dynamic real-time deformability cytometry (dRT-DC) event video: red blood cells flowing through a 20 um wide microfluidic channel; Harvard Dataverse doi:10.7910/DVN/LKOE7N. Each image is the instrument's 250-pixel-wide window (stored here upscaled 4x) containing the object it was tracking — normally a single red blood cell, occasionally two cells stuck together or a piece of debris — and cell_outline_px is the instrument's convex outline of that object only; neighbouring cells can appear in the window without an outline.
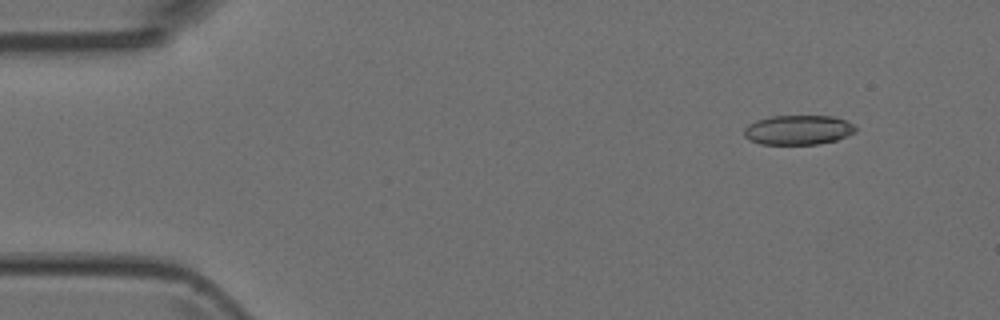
{"species": "Egyptian fruit bat (a non-hibernating species)", "species_latin": "Rousettus aegyptiacus", "temperature_condition": "room temperature", "stored_images_in_passage": 3, "camera_frame_rate_fps": 3000, "um_per_image_px": 0.085, "animal": {"sex": "female"}, "frame": {"image": 1, "passage_image": 1, "time_ms": 0.0, "image_size_px": [1000, 320], "cell_outline_px": [[856, 132], [836, 140], [816, 144], [760, 144], [744, 136], [744, 128], [748, 124], [756, 120], [772, 116], [832, 116], [844, 120], [852, 124], [856, 128]], "centroid_in_image_um": [67.83, 11.04], "position_along_channel_um": 17.2, "area_um2": 19.07}}
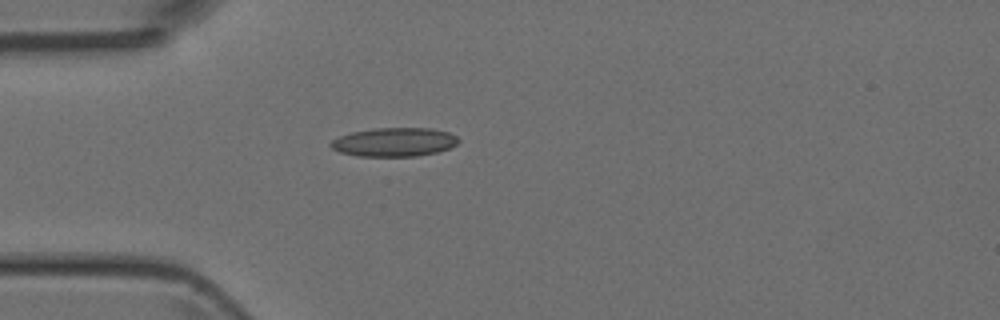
{"frame": {"image": 2, "passage_image": 3, "time_ms": 3.0, "image_size_px": [1000, 320], "cell_outline_px": [[460, 140], [456, 144], [448, 148], [436, 152], [416, 156], [356, 156], [340, 152], [332, 148], [328, 144], [332, 140], [340, 136], [352, 132], [372, 128], [432, 128], [448, 132], [456, 136]], "centroid_in_image_um": [33.49, 12.07], "position_along_channel_um": 51.5, "area_um2": 21.39}}